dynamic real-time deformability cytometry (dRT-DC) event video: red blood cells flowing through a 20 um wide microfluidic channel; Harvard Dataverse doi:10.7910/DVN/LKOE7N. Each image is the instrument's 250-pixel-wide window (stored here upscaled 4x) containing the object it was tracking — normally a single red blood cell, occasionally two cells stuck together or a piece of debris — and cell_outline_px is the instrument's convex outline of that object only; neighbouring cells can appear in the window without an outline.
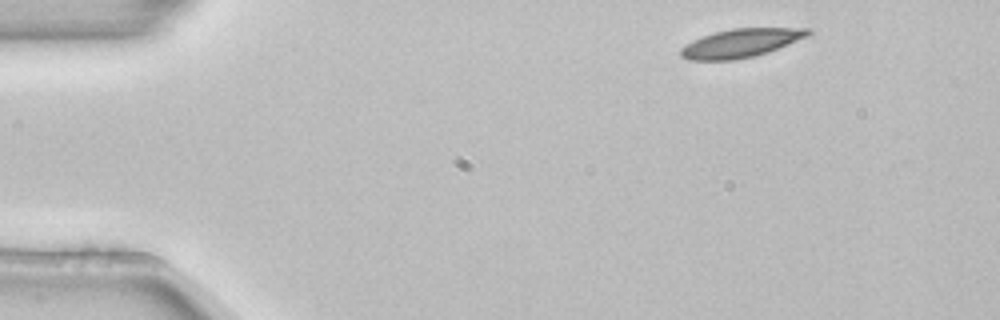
{"species": "common noctule bat (a hibernating species)", "species_latin": "Nyctalus noctula", "temperature_condition": "room temperature", "stored_images_in_passage": 4, "camera_frame_rate_fps": 3000, "um_per_image_px": 0.085, "animal": {"sex": "female", "body_mass_g": 22.7, "forearm_length_mm": 54.2}, "frame": {"image": 1, "passage_image": 1, "time_ms": 0.0, "image_size_px": [1000, 320], "cell_outline_px": [[812, 32], [788, 44], [768, 52], [736, 60], [688, 60], [680, 56], [680, 48], [692, 40], [716, 32], [732, 28], [812, 28]], "centroid_in_image_um": [62.92, 3.66], "position_along_channel_um": 22.1, "area_um2": 20.92}}